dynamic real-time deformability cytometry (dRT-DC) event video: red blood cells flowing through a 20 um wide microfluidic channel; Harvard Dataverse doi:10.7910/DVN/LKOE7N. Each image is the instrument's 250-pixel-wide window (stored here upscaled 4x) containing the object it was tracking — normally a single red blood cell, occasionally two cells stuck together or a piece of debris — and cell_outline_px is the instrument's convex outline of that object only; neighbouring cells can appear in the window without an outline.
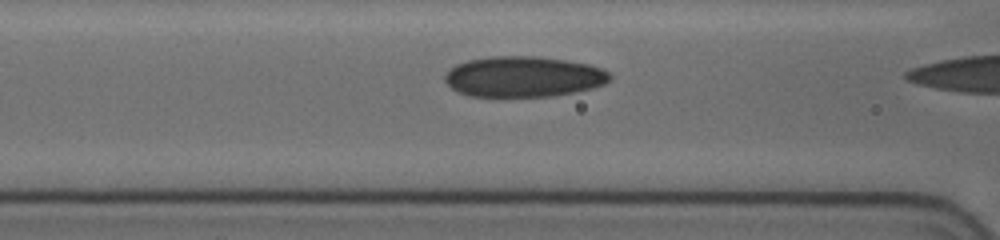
{"species": "human", "species_latin": "Homo sapiens", "temperature_condition": "cold", "stored_images_in_passage": 17, "camera_frame_rate_fps": 3000, "um_per_image_px": 0.085, "donor": {"sex": "female"}, "frame": {"image": 1, "passage_image": 15, "time_ms": 3.0, "image_size_px": [1000, 240], "cell_outline_px": [[612, 80], [604, 84], [592, 88], [552, 96], [468, 96], [452, 88], [444, 80], [444, 72], [456, 64], [468, 60], [492, 56], [536, 56], [564, 60], [588, 64], [604, 68], [612, 76]], "centroid_in_image_um": [44.5, 6.51], "position_along_channel_um": 122.1, "area_um2": 39.13}}